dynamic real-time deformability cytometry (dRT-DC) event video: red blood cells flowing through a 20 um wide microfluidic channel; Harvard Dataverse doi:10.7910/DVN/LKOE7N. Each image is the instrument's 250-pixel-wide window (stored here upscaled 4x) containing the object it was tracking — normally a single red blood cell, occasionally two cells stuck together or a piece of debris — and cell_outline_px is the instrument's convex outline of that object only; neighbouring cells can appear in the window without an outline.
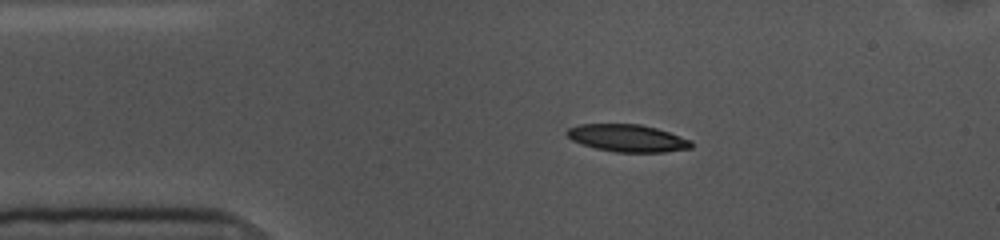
{"species": "common noctule bat (a hibernating species)", "species_latin": "Nyctalus noctula", "temperature_condition": "cold", "stored_images_in_passage": 46, "camera_frame_rate_fps": 3000, "um_per_image_px": 0.085, "animal": {"sex": "female", "body_mass_g": 10.0, "forearm_length_mm": 53.1}, "frame": {"image": 1, "passage_image": 1, "time_ms": 0.0, "image_size_px": [1000, 240], "cell_outline_px": [[692, 148], [664, 152], [616, 152], [596, 148], [572, 140], [564, 132], [568, 128], [580, 124], [640, 124], [656, 128], [692, 140]], "centroid_in_image_um": [53.34, 11.74], "position_along_channel_um": 31.7, "area_um2": 19.71}}
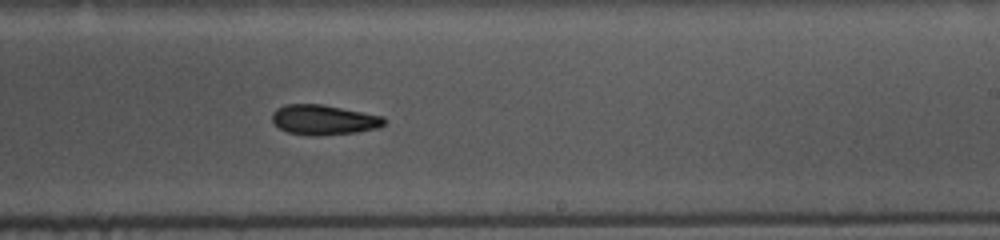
{"frame": {"image": 2, "passage_image": 23, "time_ms": 7.333, "image_size_px": [1000, 240], "cell_outline_px": [[384, 124], [380, 128], [356, 132], [316, 136], [308, 136], [288, 132], [280, 128], [272, 120], [272, 112], [276, 108], [284, 104], [324, 104], [384, 116]], "centroid_in_image_um": [27.52, 10.18], "position_along_channel_um": 261.5, "area_um2": 19.77}}
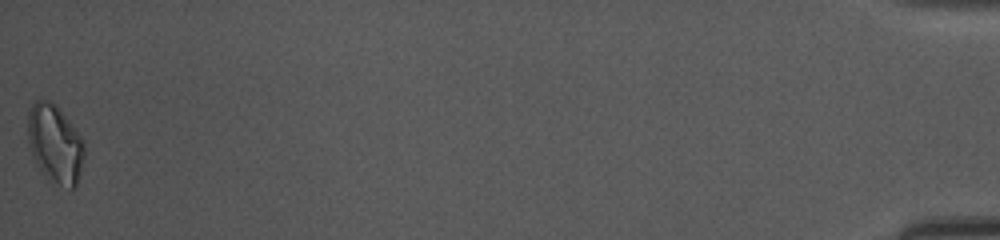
{"frame": {"image": 3, "passage_image": 46, "time_ms": 15.0, "image_size_px": [1000, 240], "cell_outline_px": [[84, 152], [80, 172], [76, 184], [72, 188], [48, 180], [32, 156], [28, 140], [28, 108], [32, 100], [40, 96], [52, 100], [56, 104], [84, 140]], "centroid_in_image_um": [4.64, 12.12], "position_along_channel_um": 430.6, "area_um2": 26.01}, "authors_computed_cell_mechanics": {"area_um2": 20.1433, "velocity_mm_per_s": 3.5647, "shape_relaxation_time_tau1_ms": 2.9942, "shape_relaxation_time_tau2_ms": null, "deformation_change_tau1": 0.1206, "deformation_change_tau2": null}}